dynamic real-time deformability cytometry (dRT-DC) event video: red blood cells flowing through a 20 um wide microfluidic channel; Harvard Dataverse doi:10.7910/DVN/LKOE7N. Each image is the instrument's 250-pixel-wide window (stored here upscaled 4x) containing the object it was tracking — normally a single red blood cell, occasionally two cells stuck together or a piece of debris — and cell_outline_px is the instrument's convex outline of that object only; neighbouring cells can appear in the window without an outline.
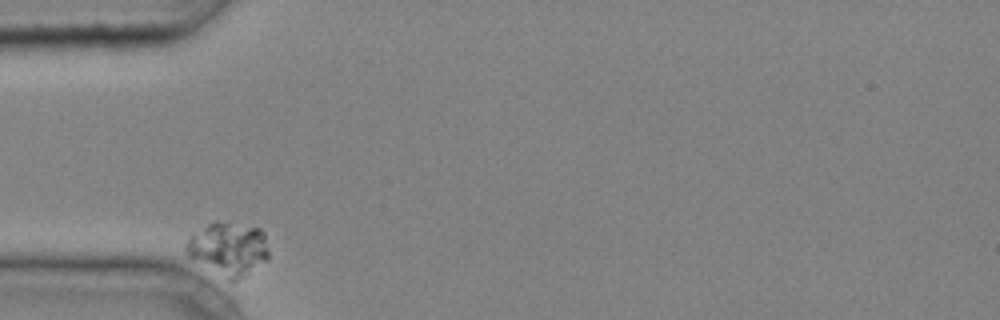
{"species": "common noctule bat (a hibernating species)", "species_latin": "Nyctalus noctula", "temperature_condition": "cold", "stored_images_in_passage": 29, "camera_frame_rate_fps": 3000, "um_per_image_px": 0.085, "animal": {"sex": "male", "body_mass_g": 20.4}, "frame": {"image": 1, "passage_image": 1, "time_ms": 0.0, "image_size_px": [1000, 320], "cell_outline_px": [[268, 260], [236, 280], [228, 280], [188, 256], [184, 248], [188, 240], [192, 236], [208, 224], [216, 220], [260, 228], [264, 232], [268, 252]], "centroid_in_image_um": [19.43, 21.13], "position_along_channel_um": 65.6, "area_um2": 25.14}}
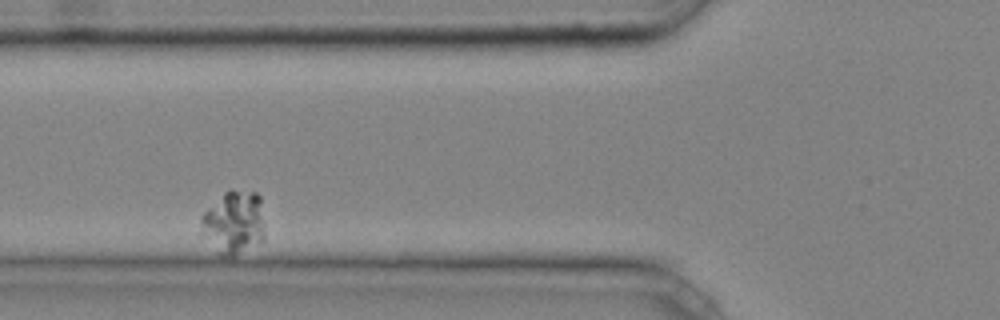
{"frame": {"image": 2, "passage_image": 5, "time_ms": 1.333, "image_size_px": [1000, 320], "cell_outline_px": [[264, 240], [232, 256], [220, 256], [216, 252], [200, 232], [200, 216], [224, 192], [256, 192], [260, 196], [264, 236]], "centroid_in_image_um": [19.83, 18.94], "position_along_channel_um": 106.0, "area_um2": 23.24}}